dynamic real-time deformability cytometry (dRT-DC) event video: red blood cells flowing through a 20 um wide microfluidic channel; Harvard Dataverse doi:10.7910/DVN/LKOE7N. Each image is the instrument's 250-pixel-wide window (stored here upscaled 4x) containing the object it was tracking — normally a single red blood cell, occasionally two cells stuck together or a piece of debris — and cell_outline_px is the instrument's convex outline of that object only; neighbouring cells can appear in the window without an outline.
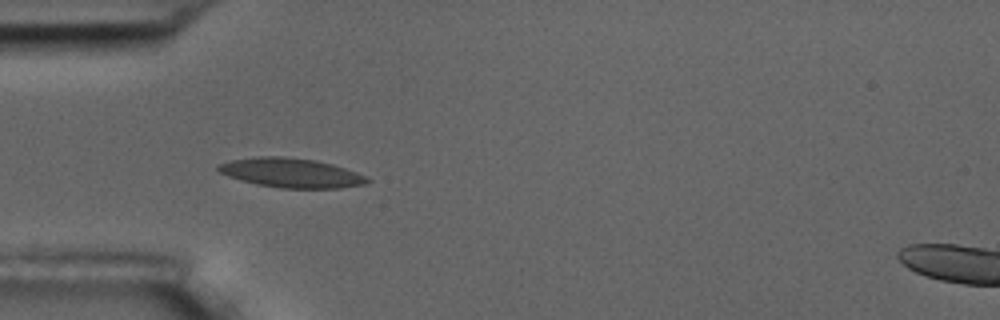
{"species": "common noctule bat (a hibernating species)", "species_latin": "Nyctalus noctula", "temperature_condition": "room temperature", "stored_images_in_passage": 6, "camera_frame_rate_fps": 3000, "um_per_image_px": 0.085, "animal": {"sex": "male", "body_mass_g": 17.5, "forearm_length_mm": 52.3}, "frame": {"image": 1, "passage_image": 5, "time_ms": 4.667, "image_size_px": [1000, 320], "cell_outline_px": [[372, 180], [364, 184], [340, 188], [280, 188], [256, 184], [240, 180], [228, 176], [220, 172], [216, 168], [216, 164], [232, 160], [256, 156], [280, 156], [316, 160], [332, 164], [368, 176]], "centroid_in_image_um": [24.74, 14.69], "position_along_channel_um": 60.3, "area_um2": 25.61}}